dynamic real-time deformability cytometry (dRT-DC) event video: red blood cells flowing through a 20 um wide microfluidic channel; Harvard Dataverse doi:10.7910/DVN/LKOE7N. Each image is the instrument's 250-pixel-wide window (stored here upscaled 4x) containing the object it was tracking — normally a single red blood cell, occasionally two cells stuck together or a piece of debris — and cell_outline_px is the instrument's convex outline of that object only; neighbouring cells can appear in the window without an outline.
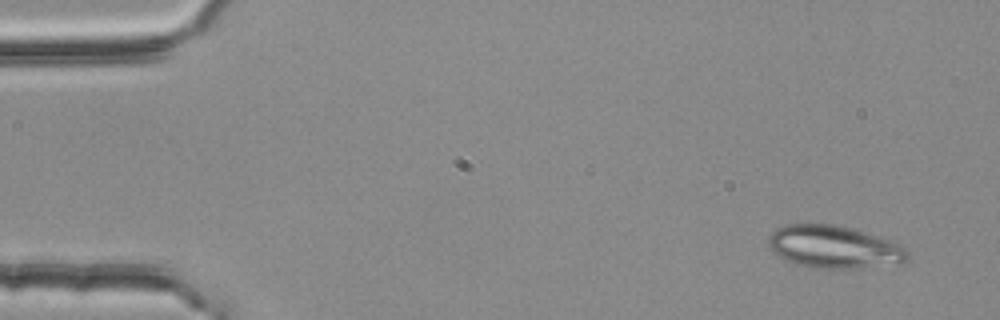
{"species": "common noctule bat (a hibernating species)", "species_latin": "Nyctalus noctula", "temperature_condition": "room temperature", "stored_images_in_passage": 4, "camera_frame_rate_fps": 3000, "um_per_image_px": 0.085, "animal": {"sex": "female", "body_mass_g": 25.1}, "frame": {"image": 1, "passage_image": 1, "time_ms": 0.0, "image_size_px": [1000, 320], "cell_outline_px": [[908, 260], [904, 264], [860, 268], [820, 268], [800, 264], [784, 260], [768, 244], [768, 236], [776, 228], [784, 224], [832, 224], [864, 232], [900, 244], [908, 252]], "centroid_in_image_um": [70.92, 21.0], "position_along_channel_um": 14.1, "area_um2": 34.33}}